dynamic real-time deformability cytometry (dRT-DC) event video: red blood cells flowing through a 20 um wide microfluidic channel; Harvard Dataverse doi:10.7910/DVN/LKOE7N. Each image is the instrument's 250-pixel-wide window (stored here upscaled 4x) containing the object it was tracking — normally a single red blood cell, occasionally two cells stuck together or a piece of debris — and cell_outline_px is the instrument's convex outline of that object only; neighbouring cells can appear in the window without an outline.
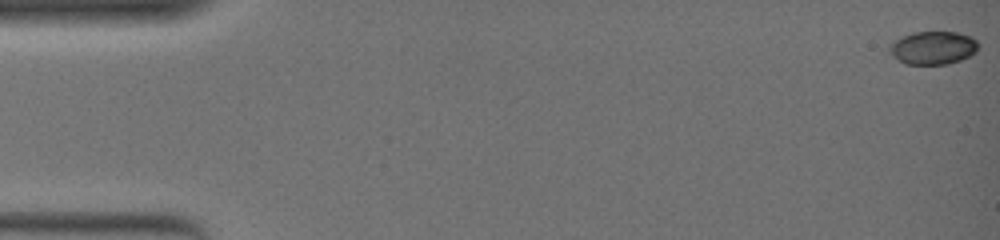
{"species": "common noctule bat (a hibernating species)", "species_latin": "Nyctalus noctula", "temperature_condition": "warm", "stored_images_in_passage": 16, "camera_frame_rate_fps": 3000, "um_per_image_px": 0.085, "animal": {"sex": "female", "body_mass_g": 19.0, "forearm_length_mm": 51.5}, "frame": {"image": 1, "passage_image": 1, "time_ms": 0.0, "image_size_px": [1000, 240], "cell_outline_px": [[980, 44], [976, 52], [960, 60], [948, 64], [904, 64], [892, 56], [888, 48], [888, 44], [912, 32], [956, 32], [972, 36]], "centroid_in_image_um": [79.31, 4.06], "position_along_channel_um": 5.7, "area_um2": 17.28}}
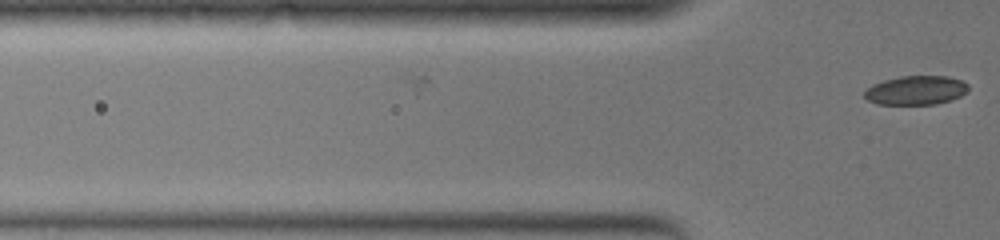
{"frame": {"image": 2, "passage_image": 16, "time_ms": 5.0, "image_size_px": [1000, 240], "cell_outline_px": [[968, 92], [960, 96], [936, 104], [876, 104], [868, 100], [864, 96], [864, 92], [872, 84], [884, 80], [900, 76], [948, 76], [964, 80], [968, 84]], "centroid_in_image_um": [77.87, 7.66], "position_along_channel_um": 47.9, "area_um2": 17.63}}